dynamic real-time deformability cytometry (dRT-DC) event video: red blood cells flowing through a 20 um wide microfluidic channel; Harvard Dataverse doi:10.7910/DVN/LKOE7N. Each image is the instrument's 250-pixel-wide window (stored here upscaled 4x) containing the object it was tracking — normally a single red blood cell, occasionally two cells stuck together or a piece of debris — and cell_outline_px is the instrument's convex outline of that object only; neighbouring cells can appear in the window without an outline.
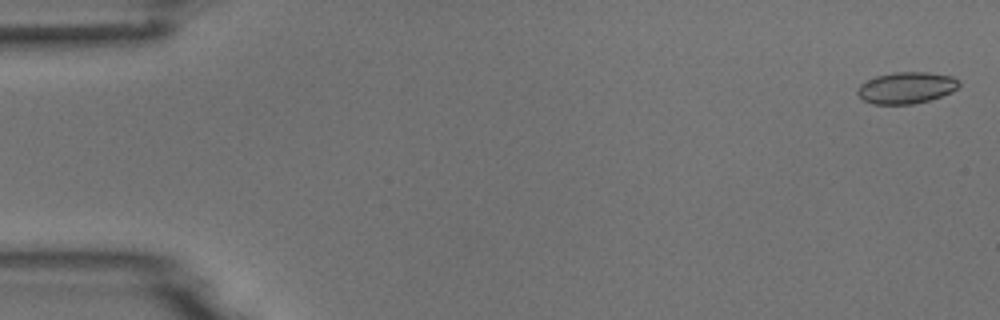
{"species": "common noctule bat (a hibernating species)", "species_latin": "Nyctalus noctula", "temperature_condition": "room temperature", "stored_images_in_passage": 5, "camera_frame_rate_fps": 3000, "um_per_image_px": 0.085, "animal": {"sex": "male", "body_mass_g": 18.8}, "frame": {"image": 1, "passage_image": 1, "time_ms": 0.0, "image_size_px": [1000, 320], "cell_outline_px": [[960, 84], [952, 92], [928, 100], [912, 104], [872, 104], [864, 100], [856, 92], [856, 88], [860, 84], [876, 76], [892, 72], [928, 72], [952, 76], [960, 80]], "centroid_in_image_um": [77.03, 7.45], "position_along_channel_um": 8.0, "area_um2": 18.67}}
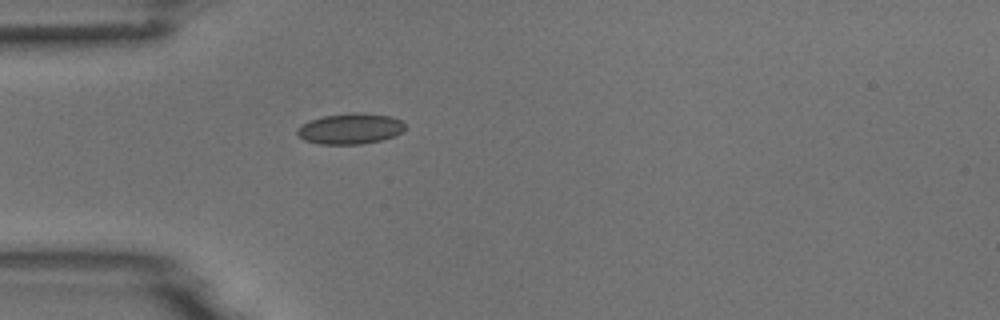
{"frame": {"image": 2, "passage_image": 5, "time_ms": 4.667, "image_size_px": [1000, 320], "cell_outline_px": [[404, 132], [396, 136], [380, 140], [360, 144], [320, 144], [304, 140], [296, 132], [296, 128], [308, 120], [324, 116], [356, 112], [392, 116], [400, 120], [404, 124]], "centroid_in_image_um": [29.77, 10.94], "position_along_channel_um": 55.2, "area_um2": 19.36}}